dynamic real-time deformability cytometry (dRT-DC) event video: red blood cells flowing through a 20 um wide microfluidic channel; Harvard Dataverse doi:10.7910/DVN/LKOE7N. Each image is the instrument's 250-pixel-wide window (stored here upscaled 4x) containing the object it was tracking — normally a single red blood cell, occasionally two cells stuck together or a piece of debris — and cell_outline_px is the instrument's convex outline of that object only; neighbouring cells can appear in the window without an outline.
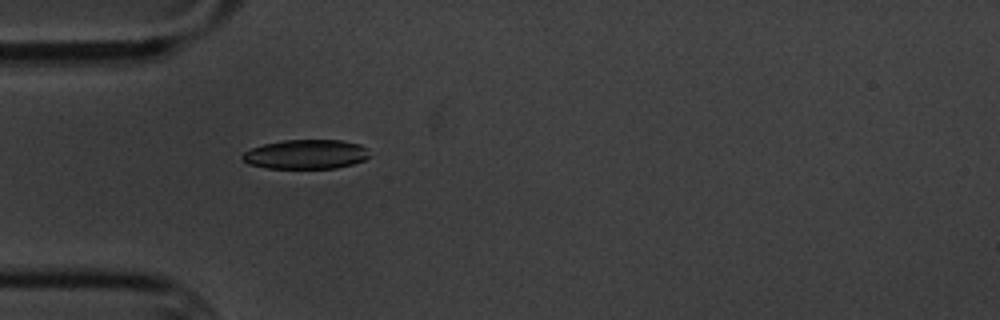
{"species": "common noctule bat (a hibernating species)", "species_latin": "Nyctalus noctula", "temperature_condition": "cold", "stored_images_in_passage": 5, "camera_frame_rate_fps": 3000, "um_per_image_px": 0.085, "animal": {"sex": "male", "body_mass_g": 20.1, "forearm_length_mm": 53.5}, "frame": {"image": 1, "passage_image": 5, "time_ms": 4.333, "image_size_px": [1000, 320], "cell_outline_px": [[368, 156], [364, 160], [352, 164], [336, 168], [268, 168], [248, 164], [240, 156], [244, 152], [252, 148], [264, 144], [284, 140], [340, 140], [360, 144], [364, 148]], "centroid_in_image_um": [25.97, 13.11], "position_along_channel_um": 59.0, "area_um2": 21.5}}